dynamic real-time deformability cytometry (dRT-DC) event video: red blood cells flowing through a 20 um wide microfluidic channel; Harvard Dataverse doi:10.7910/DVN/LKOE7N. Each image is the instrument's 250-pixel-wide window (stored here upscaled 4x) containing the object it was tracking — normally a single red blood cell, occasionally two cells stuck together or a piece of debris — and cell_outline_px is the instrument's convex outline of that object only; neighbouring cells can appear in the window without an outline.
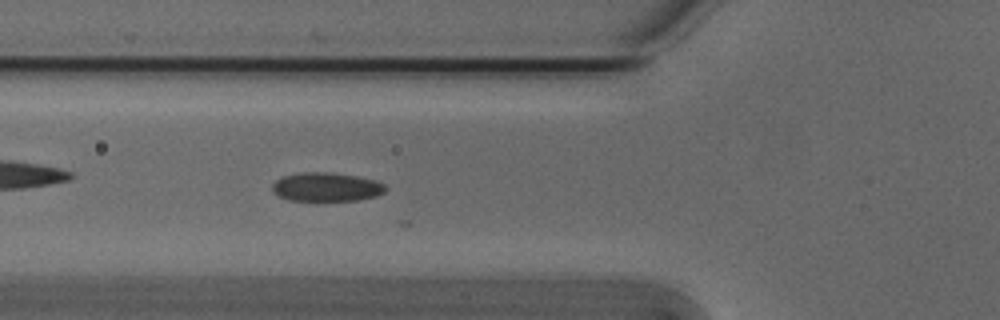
{"species": "Egyptian fruit bat (a non-hibernating species)", "species_latin": "Rousettus aegyptiacus", "temperature_condition": "cold", "stored_images_in_passage": 29, "camera_frame_rate_fps": 3000, "um_per_image_px": 0.085, "animal": {"sex": "male"}, "frame": {"image": 1, "passage_image": 19, "time_ms": 6.0, "image_size_px": [1000, 320], "cell_outline_px": [[388, 188], [384, 192], [376, 196], [360, 200], [316, 204], [288, 200], [272, 192], [272, 184], [276, 180], [284, 176], [304, 172], [332, 172], [356, 176], [376, 180], [384, 184]], "centroid_in_image_um": [27.74, 15.95], "position_along_channel_um": 98.1, "area_um2": 20.06}}